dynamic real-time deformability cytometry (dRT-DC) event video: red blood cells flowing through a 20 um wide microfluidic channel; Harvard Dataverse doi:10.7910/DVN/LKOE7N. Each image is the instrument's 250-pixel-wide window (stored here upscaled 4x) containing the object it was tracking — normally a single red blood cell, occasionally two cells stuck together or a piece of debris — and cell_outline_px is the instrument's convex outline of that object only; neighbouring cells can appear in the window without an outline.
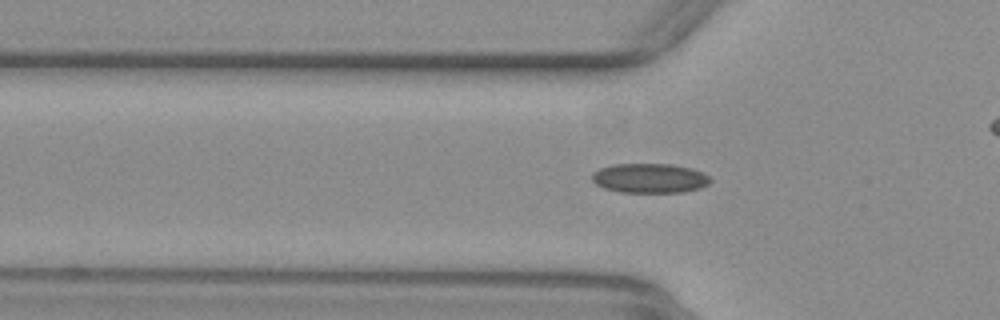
{"species": "common noctule bat (a hibernating species)", "species_latin": "Nyctalus noctula", "temperature_condition": "warm", "stored_images_in_passage": 44, "camera_frame_rate_fps": 3000, "um_per_image_px": 0.085, "animal": {"sex": "female", "body_mass_g": 29.2, "forearm_length_mm": 56.3}, "frame": {"image": 1, "passage_image": 18, "time_ms": 5.667, "image_size_px": [1000, 320], "cell_outline_px": [[712, 180], [708, 184], [700, 188], [684, 192], [620, 192], [604, 188], [596, 184], [592, 180], [592, 172], [600, 168], [612, 164], [668, 164], [692, 168], [708, 176]], "centroid_in_image_um": [55.2, 15.14], "position_along_channel_um": 70.6, "area_um2": 20.35}}
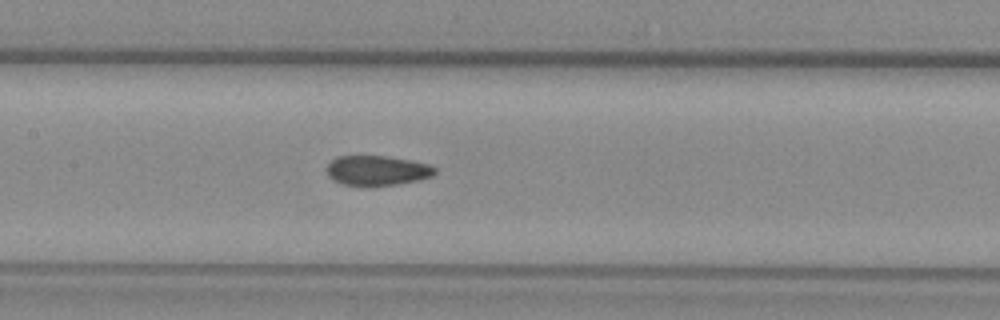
{"frame": {"image": 2, "passage_image": 26, "time_ms": 8.333, "image_size_px": [1000, 320], "cell_outline_px": [[436, 172], [432, 176], [420, 180], [396, 184], [344, 184], [328, 176], [328, 164], [332, 160], [340, 156], [384, 156], [408, 160], [428, 164], [436, 168]], "centroid_in_image_um": [32.1, 14.47], "position_along_channel_um": 175.3, "area_um2": 18.15}}
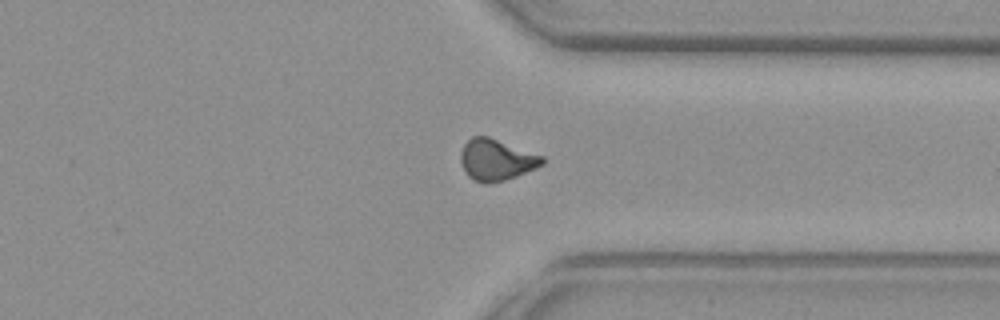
{"frame": {"image": 3, "passage_image": 41, "time_ms": 13.333, "image_size_px": [1000, 320], "cell_outline_px": [[544, 164], [536, 168], [516, 176], [504, 180], [488, 184], [484, 184], [472, 180], [468, 176], [460, 160], [460, 152], [464, 144], [472, 136], [488, 136], [544, 156]], "centroid_in_image_um": [42.18, 13.59], "position_along_channel_um": 369.2, "area_um2": 19.71}}